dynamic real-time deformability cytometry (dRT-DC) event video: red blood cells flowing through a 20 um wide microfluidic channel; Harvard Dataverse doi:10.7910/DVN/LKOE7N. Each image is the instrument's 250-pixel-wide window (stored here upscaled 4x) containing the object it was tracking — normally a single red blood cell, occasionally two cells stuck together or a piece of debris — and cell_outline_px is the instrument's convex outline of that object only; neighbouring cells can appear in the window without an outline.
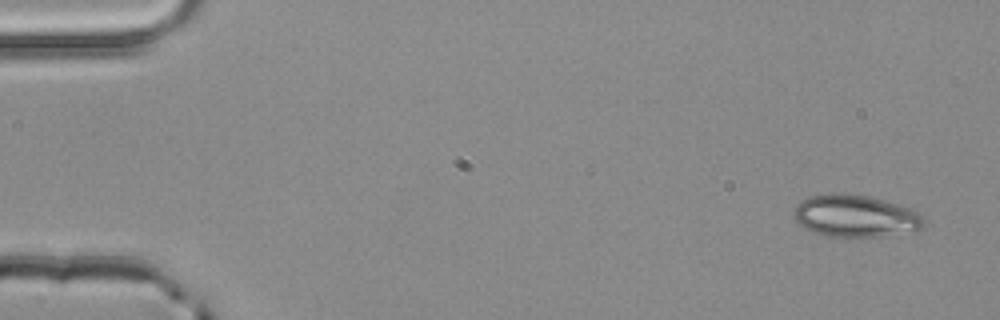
{"species": "common noctule bat (a hibernating species)", "species_latin": "Nyctalus noctula", "temperature_condition": "room temperature", "stored_images_in_passage": 4, "camera_frame_rate_fps": 3000, "um_per_image_px": 0.085, "animal": {"sex": "male", "body_mass_g": 20.4}, "frame": {"image": 1, "passage_image": 1, "time_ms": 0.0, "image_size_px": [1000, 320], "cell_outline_px": [[924, 228], [876, 236], [832, 236], [812, 232], [800, 224], [796, 220], [792, 212], [796, 204], [800, 200], [808, 196], [832, 192], [844, 192], [868, 196], [900, 204], [912, 208], [920, 212], [924, 220]], "centroid_in_image_um": [72.67, 18.31], "position_along_channel_um": 12.3, "area_um2": 32.02}}